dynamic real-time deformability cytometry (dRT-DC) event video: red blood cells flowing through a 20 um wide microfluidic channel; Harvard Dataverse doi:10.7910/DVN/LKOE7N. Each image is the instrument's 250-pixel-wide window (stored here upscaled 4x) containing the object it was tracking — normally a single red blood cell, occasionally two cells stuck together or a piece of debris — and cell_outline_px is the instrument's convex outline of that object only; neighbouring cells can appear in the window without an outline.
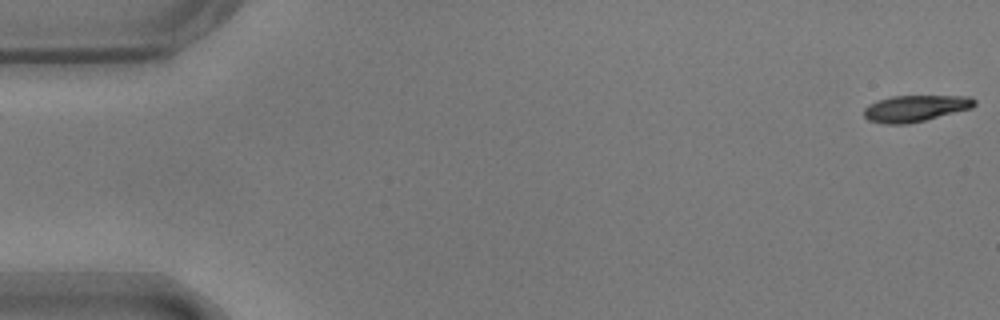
{"species": "common noctule bat (a hibernating species)", "species_latin": "Nyctalus noctula", "temperature_condition": "warm", "stored_images_in_passage": 55, "camera_frame_rate_fps": 3000, "um_per_image_px": 0.085, "animal": {"sex": "male", "body_mass_g": 17.9}, "frame": {"image": 1, "passage_image": 1, "time_ms": 0.0, "image_size_px": [1000, 320], "cell_outline_px": [[976, 104], [972, 108], [908, 124], [884, 124], [868, 120], [864, 116], [864, 108], [868, 104], [876, 100], [892, 96], [972, 96], [976, 100]], "centroid_in_image_um": [77.79, 9.2], "position_along_channel_um": 7.2, "area_um2": 17.11}}
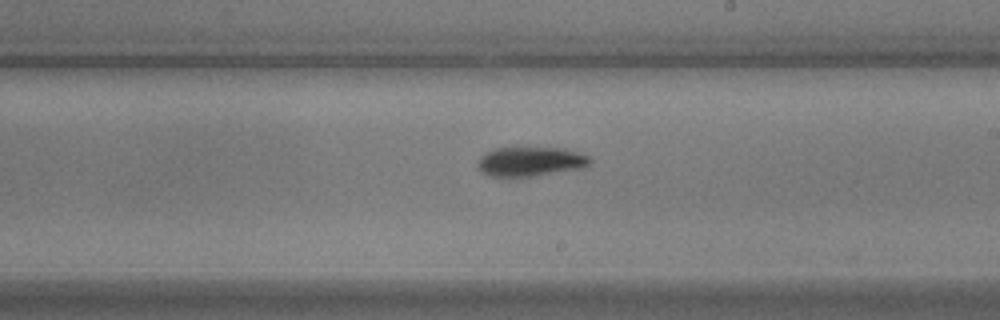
{"frame": {"image": 2, "passage_image": 32, "time_ms": 10.333, "image_size_px": [1000, 320], "cell_outline_px": [[592, 160], [584, 168], [528, 176], [488, 176], [480, 172], [476, 168], [476, 164], [480, 156], [484, 152], [496, 148], [564, 148], [588, 156]], "centroid_in_image_um": [45.02, 13.73], "position_along_channel_um": 244.0, "area_um2": 19.19}}
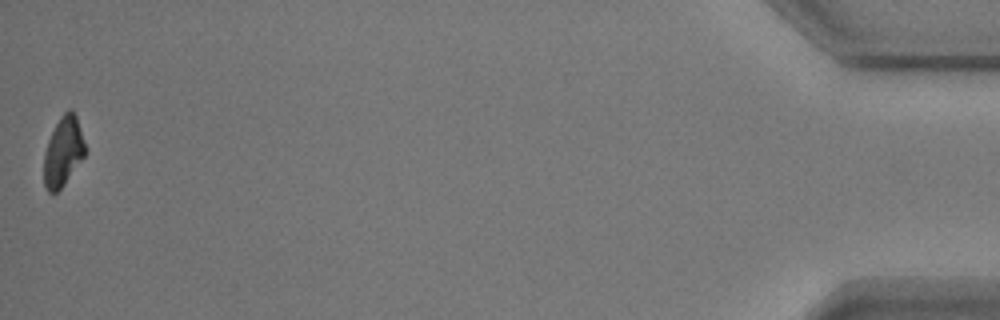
{"frame": {"image": 3, "passage_image": 55, "time_ms": 18.0, "image_size_px": [1000, 320], "cell_outline_px": [[84, 156], [64, 184], [56, 192], [48, 192], [44, 184], [44, 152], [48, 140], [60, 116], [68, 108], [72, 108], [76, 116], [84, 144]], "centroid_in_image_um": [5.34, 12.87], "position_along_channel_um": 429.9, "area_um2": 16.3}, "authors_computed_cell_mechanics": {"area_um2": 18.6694, "velocity_mm_per_s": 3.6588, "shape_relaxation_time_tau1_ms": 2.8502, "shape_relaxation_time_tau2_ms": null, "deformation_change_tau1": 0.1454, "deformation_change_tau2": null}}